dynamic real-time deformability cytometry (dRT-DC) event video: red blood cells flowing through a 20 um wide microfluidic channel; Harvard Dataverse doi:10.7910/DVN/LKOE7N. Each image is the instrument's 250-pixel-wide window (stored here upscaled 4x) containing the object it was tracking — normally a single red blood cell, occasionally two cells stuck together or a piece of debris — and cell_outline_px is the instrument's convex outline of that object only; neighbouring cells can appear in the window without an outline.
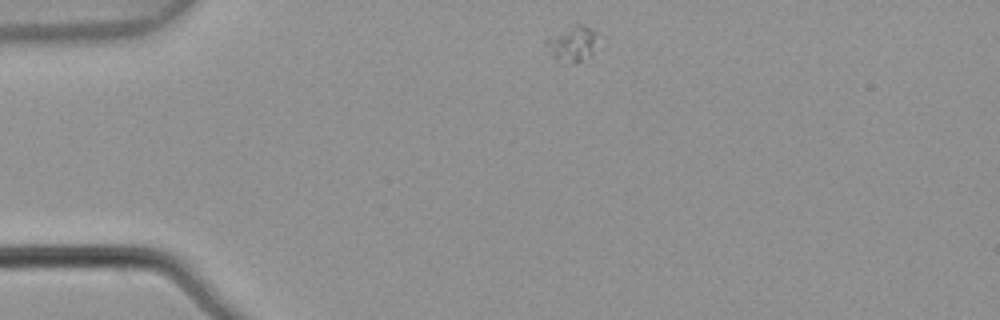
{"species": "common noctule bat (a hibernating species)", "species_latin": "Nyctalus noctula", "temperature_condition": "warm", "stored_images_in_passage": 4, "camera_frame_rate_fps": 3000, "um_per_image_px": 0.085, "animal": {"sex": "male", "body_mass_g": 21.5, "forearm_length_mm": 52.0}, "frame": {"image": 1, "passage_image": 1, "time_ms": 0.0, "image_size_px": [1000, 320], "cell_outline_px": [[596, 32], [592, 56], [580, 60], [556, 60], [552, 56], [544, 40], [548, 36], [576, 24], [580, 24]], "centroid_in_image_um": [48.6, 3.68], "position_along_channel_um": 36.4, "area_um2": 10.06}}